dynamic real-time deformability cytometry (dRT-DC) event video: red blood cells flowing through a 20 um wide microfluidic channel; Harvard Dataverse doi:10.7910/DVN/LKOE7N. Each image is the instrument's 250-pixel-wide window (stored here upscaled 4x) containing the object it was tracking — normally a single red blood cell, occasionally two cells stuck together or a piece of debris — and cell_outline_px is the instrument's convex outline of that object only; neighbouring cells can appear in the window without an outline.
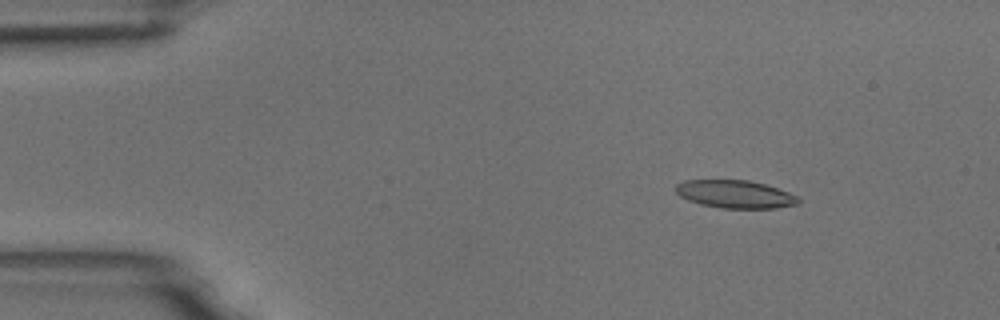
{"species": "common noctule bat (a hibernating species)", "species_latin": "Nyctalus noctula", "temperature_condition": "room temperature", "stored_images_in_passage": 10, "camera_frame_rate_fps": 3000, "um_per_image_px": 0.085, "animal": {"sex": "male", "body_mass_g": 18.8}, "frame": {"image": 1, "passage_image": 2, "time_ms": 1.333, "image_size_px": [1000, 320], "cell_outline_px": [[800, 204], [776, 208], [720, 208], [700, 204], [688, 200], [680, 196], [676, 192], [676, 184], [684, 180], [748, 180], [764, 184], [800, 196]], "centroid_in_image_um": [62.51, 16.51], "position_along_channel_um": 22.5, "area_um2": 20.0}}
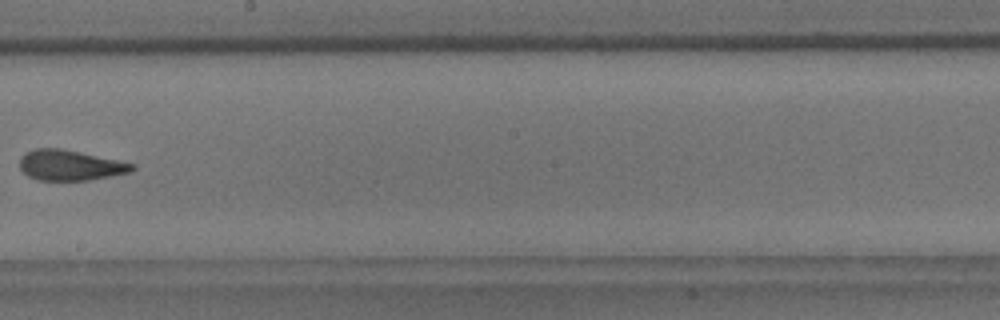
{"frame": {"image": 2, "passage_image": 9, "time_ms": 9.333, "image_size_px": [1000, 320], "cell_outline_px": [[136, 168], [132, 172], [88, 180], [36, 180], [28, 176], [20, 168], [20, 156], [24, 152], [36, 148], [60, 148], [80, 152], [136, 164]], "centroid_in_image_um": [5.95, 14.04], "position_along_channel_um": 242.2, "area_um2": 20.0}}
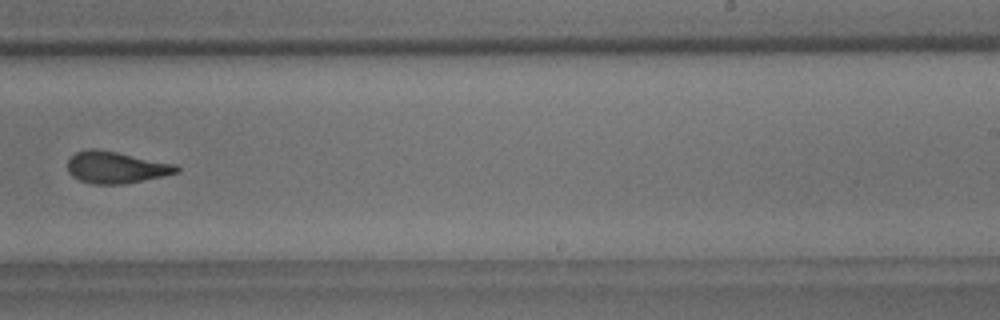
{"frame": {"image": 3, "passage_image": 10, "time_ms": 10.333, "image_size_px": [1000, 320], "cell_outline_px": [[180, 172], [164, 176], [124, 184], [92, 184], [80, 180], [72, 176], [68, 172], [68, 160], [76, 152], [88, 148], [96, 148], [176, 164], [180, 168]], "centroid_in_image_um": [9.86, 14.23], "position_along_channel_um": 279.1, "area_um2": 20.23}}